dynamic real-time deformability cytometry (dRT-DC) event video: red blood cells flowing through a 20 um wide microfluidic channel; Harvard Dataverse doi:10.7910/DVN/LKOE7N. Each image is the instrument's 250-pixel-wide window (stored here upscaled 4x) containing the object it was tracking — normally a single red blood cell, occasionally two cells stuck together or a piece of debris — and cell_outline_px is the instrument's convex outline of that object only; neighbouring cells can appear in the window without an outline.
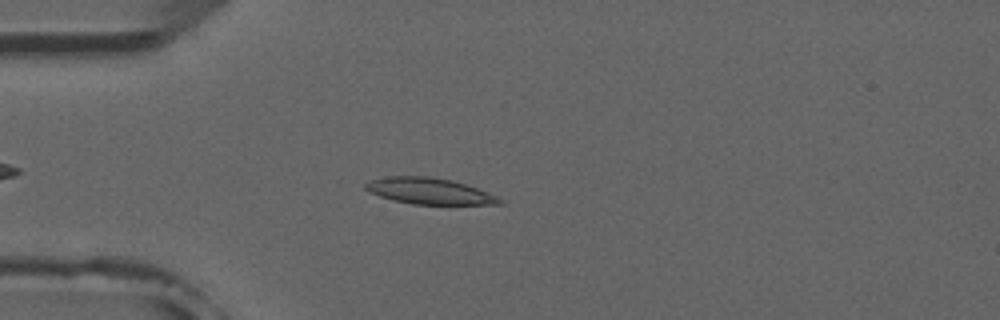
{"species": "common noctule bat (a hibernating species)", "species_latin": "Nyctalus noctula", "temperature_condition": "room temperature", "stored_images_in_passage": 3, "camera_frame_rate_fps": 3000, "um_per_image_px": 0.085, "animal": {"sex": "male", "forearm_length_mm": 52.5}, "frame": {"image": 1, "passage_image": 3, "time_ms": 2.333, "image_size_px": [1000, 320], "cell_outline_px": [[504, 204], [412, 204], [392, 200], [368, 192], [364, 188], [364, 184], [372, 180], [388, 176], [428, 176], [452, 180], [476, 188], [496, 196], [504, 200]], "centroid_in_image_um": [36.46, 16.24], "position_along_channel_um": 48.5, "area_um2": 20.35}}